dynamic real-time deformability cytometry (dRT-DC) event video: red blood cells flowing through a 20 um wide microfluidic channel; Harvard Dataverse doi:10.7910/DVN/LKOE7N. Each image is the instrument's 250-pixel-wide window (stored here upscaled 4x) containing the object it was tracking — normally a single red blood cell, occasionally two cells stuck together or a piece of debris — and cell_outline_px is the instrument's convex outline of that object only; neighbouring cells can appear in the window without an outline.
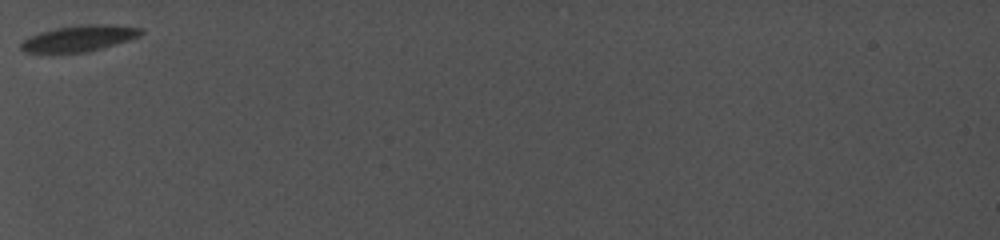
{"species": "common noctule bat (a hibernating species)", "species_latin": "Nyctalus noctula", "temperature_condition": "cold", "stored_images_in_passage": 36, "camera_frame_rate_fps": 5000, "um_per_image_px": 0.085, "animal": {"sex": "female", "body_mass_g": 19.0, "forearm_length_mm": 56.7}, "frame": {"image": 1, "passage_image": 1, "time_ms": 0.0, "image_size_px": [1000, 240], "cell_outline_px": [[144, 32], [140, 36], [128, 40], [88, 52], [52, 56], [24, 52], [20, 48], [20, 44], [24, 40], [40, 32], [56, 28], [84, 24], [108, 24], [144, 28]], "centroid_in_image_um": [6.67, 3.31], "position_along_channel_um": 78.3, "area_um2": 18.96}}
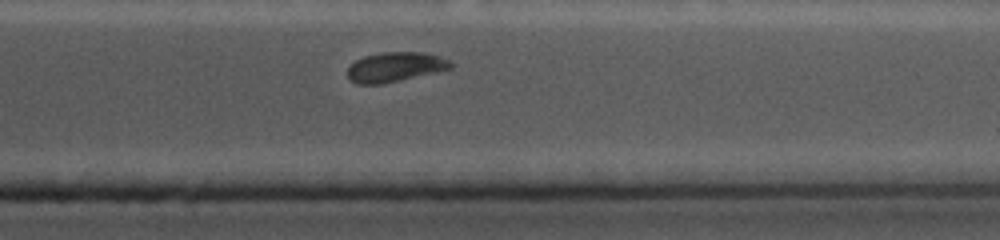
{"frame": {"image": 2, "passage_image": 30, "time_ms": 8.0, "image_size_px": [1000, 240], "cell_outline_px": [[456, 64], [452, 68], [380, 84], [356, 84], [348, 80], [348, 68], [356, 60], [364, 56], [384, 52], [424, 52], [440, 56], [452, 60]], "centroid_in_image_um": [33.61, 5.68], "position_along_channel_um": 377.8, "area_um2": 17.8}}
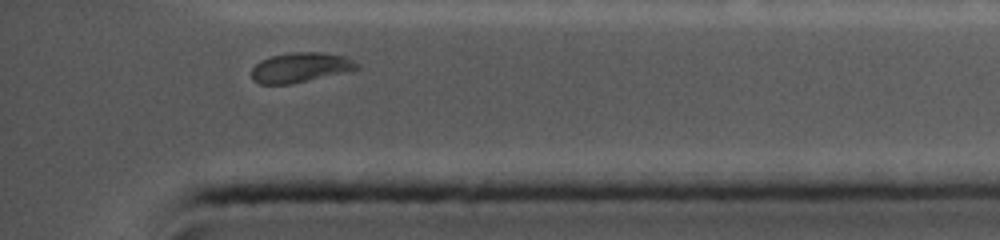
{"frame": {"image": 3, "passage_image": 34, "time_ms": 8.8, "image_size_px": [1000, 240], "cell_outline_px": [[360, 68], [288, 84], [260, 84], [252, 80], [252, 68], [260, 60], [272, 56], [292, 52], [324, 52], [344, 56], [360, 64]], "centroid_in_image_um": [25.5, 5.72], "position_along_channel_um": 409.7, "area_um2": 17.98}, "authors_computed_cell_mechanics": {"area_um2": 19.0162, "velocity_mm_per_s": 3.8701, "shape_relaxation_time_tau1_ms": 1.8864, "shape_relaxation_time_tau2_ms": null, "deformation_change_tau1": 0.058, "deformation_change_tau2": null}}